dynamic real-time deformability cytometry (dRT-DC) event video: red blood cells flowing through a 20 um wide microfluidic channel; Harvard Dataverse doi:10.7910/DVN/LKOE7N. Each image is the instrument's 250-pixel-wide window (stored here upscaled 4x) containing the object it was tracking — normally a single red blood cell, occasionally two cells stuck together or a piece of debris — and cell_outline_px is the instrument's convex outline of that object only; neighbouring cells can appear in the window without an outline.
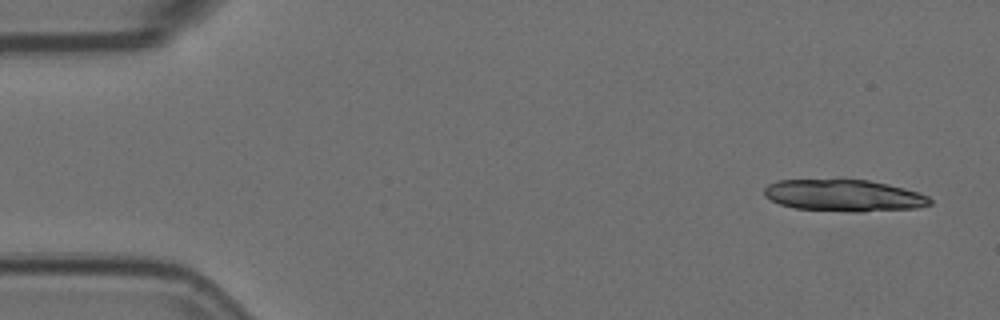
{"species": "Egyptian fruit bat (a non-hibernating species)", "species_latin": "Rousettus aegyptiacus", "temperature_condition": "room temperature", "stored_images_in_passage": 5, "camera_frame_rate_fps": 3000, "um_per_image_px": 0.085, "animal": {"sex": "female"}, "frame": {"image": 1, "passage_image": 1, "time_ms": 0.0, "image_size_px": [1000, 320], "cell_outline_px": [[932, 204], [916, 208], [860, 212], [852, 212], [796, 208], [780, 204], [764, 196], [764, 188], [768, 184], [776, 180], [840, 176], [868, 180], [888, 184], [920, 192], [928, 196], [932, 200]], "centroid_in_image_um": [71.7, 16.56], "position_along_channel_um": 13.3, "area_um2": 32.02}}